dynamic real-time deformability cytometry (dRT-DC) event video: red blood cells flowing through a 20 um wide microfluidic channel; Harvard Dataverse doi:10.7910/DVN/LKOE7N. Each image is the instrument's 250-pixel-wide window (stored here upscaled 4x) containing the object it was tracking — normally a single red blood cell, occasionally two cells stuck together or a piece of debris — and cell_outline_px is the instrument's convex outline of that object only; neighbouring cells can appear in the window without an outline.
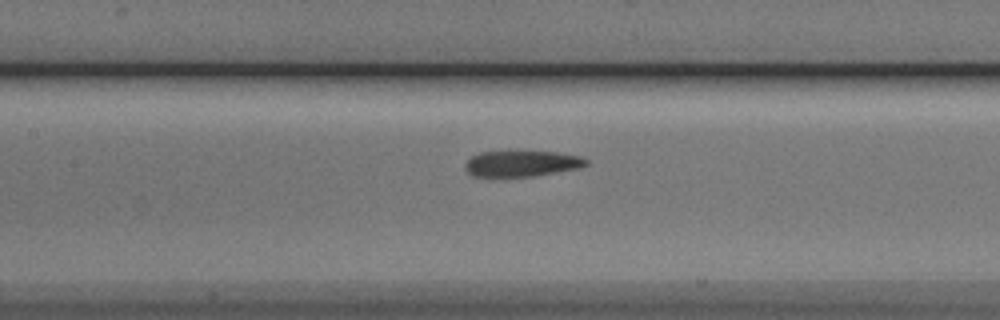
{"species": "Egyptian fruit bat (a non-hibernating species)", "species_latin": "Rousettus aegyptiacus", "temperature_condition": "cold", "stored_images_in_passage": 37, "camera_frame_rate_fps": 3000, "um_per_image_px": 0.085, "animal": {"sex": "male"}, "frame": {"image": 1, "passage_image": 18, "time_ms": 5.667, "image_size_px": [1000, 320], "cell_outline_px": [[588, 164], [580, 168], [532, 176], [472, 176], [464, 168], [464, 164], [472, 156], [480, 152], [508, 148], [556, 152], [580, 156], [588, 160]], "centroid_in_image_um": [44.32, 13.84], "position_along_channel_um": 163.1, "area_um2": 19.13}}
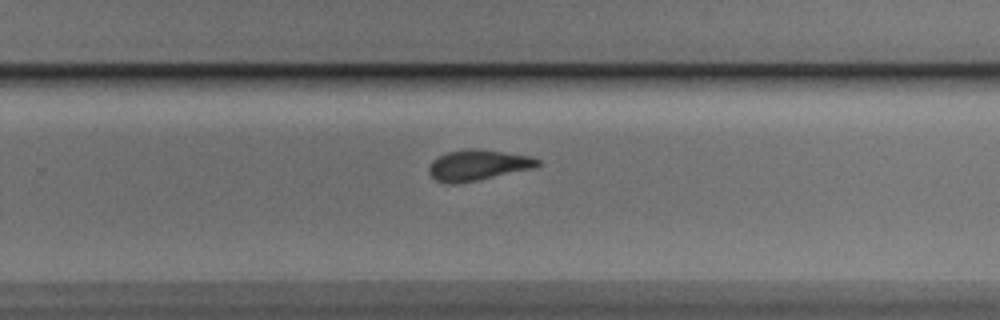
{"frame": {"image": 2, "passage_image": 28, "time_ms": 9.0, "image_size_px": [1000, 320], "cell_outline_px": [[540, 164], [536, 168], [476, 180], [452, 184], [436, 180], [428, 172], [428, 168], [432, 160], [448, 152], [464, 148], [480, 148], [528, 156], [540, 160]], "centroid_in_image_um": [40.62, 14.02], "position_along_channel_um": 289.2, "area_um2": 19.36}}
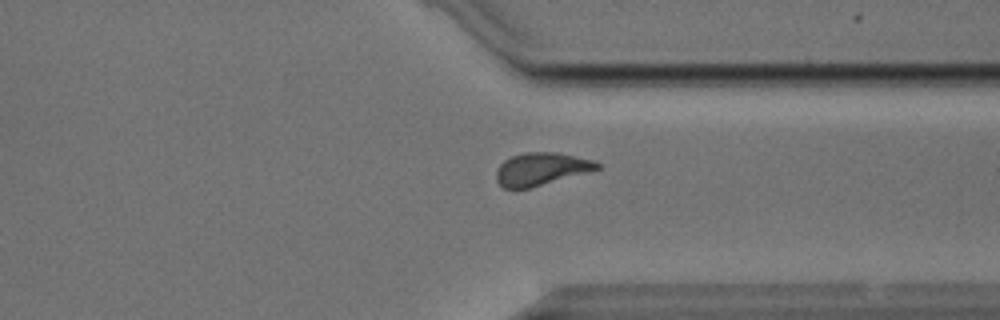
{"frame": {"image": 3, "passage_image": 34, "time_ms": 11.0, "image_size_px": [1000, 320], "cell_outline_px": [[600, 168], [528, 188], [504, 188], [496, 180], [496, 172], [500, 164], [504, 160], [512, 156], [524, 152], [556, 152], [592, 160], [600, 164]], "centroid_in_image_um": [45.95, 14.35], "position_along_channel_um": 365.5, "area_um2": 18.73}}